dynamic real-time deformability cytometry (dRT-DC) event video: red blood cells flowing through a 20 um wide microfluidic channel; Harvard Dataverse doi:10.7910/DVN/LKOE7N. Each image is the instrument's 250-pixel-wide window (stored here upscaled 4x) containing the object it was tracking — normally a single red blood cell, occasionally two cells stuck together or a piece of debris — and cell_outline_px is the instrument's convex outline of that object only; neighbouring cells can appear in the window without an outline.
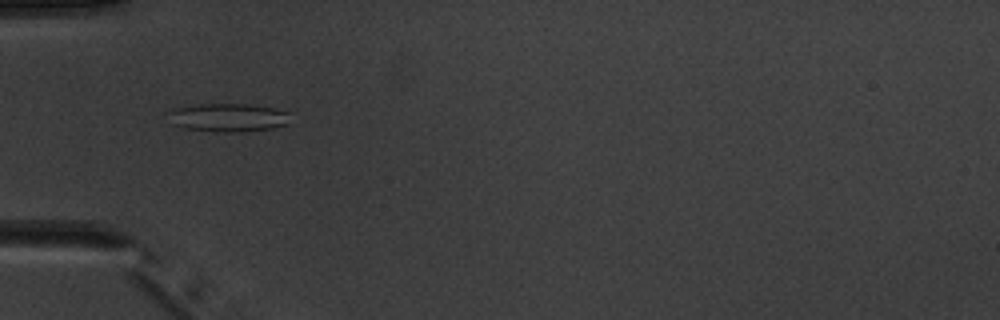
{"species": "common noctule bat (a hibernating species)", "species_latin": "Nyctalus noctula", "temperature_condition": "warm", "stored_images_in_passage": 5, "camera_frame_rate_fps": 3000, "um_per_image_px": 0.085, "animal": {"sex": "male", "body_mass_g": 20.1, "forearm_length_mm": 53.5}, "frame": {"image": 1, "passage_image": 5, "time_ms": 4.667, "image_size_px": [1000, 320], "cell_outline_px": [[288, 124], [272, 128], [244, 132], [216, 132], [184, 128], [168, 124], [168, 112], [176, 108], [200, 104], [248, 104], [272, 108], [288, 112]], "centroid_in_image_um": [19.33, 10.0], "position_along_channel_um": 65.7, "area_um2": 20.29}}